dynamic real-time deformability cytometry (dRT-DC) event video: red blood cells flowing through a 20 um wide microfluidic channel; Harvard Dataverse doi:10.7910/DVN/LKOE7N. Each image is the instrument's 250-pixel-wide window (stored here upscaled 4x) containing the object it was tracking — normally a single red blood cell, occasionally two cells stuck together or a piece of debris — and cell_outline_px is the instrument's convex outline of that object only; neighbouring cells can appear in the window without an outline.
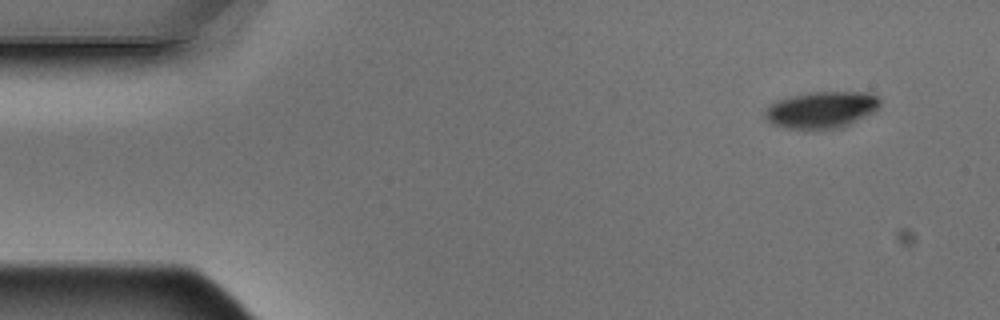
{"species": "Egyptian fruit bat (a non-hibernating species)", "species_latin": "Rousettus aegyptiacus", "temperature_condition": "warm", "stored_images_in_passage": 3, "camera_frame_rate_fps": 3000, "um_per_image_px": 0.085, "animal": {"sex": "male"}, "frame": {"image": 1, "passage_image": 1, "time_ms": 0.0, "image_size_px": [1000, 320], "cell_outline_px": [[880, 104], [872, 112], [840, 128], [788, 128], [772, 124], [764, 116], [764, 108], [768, 104], [776, 100], [792, 96], [812, 92], [868, 92], [880, 96]], "centroid_in_image_um": [69.79, 9.31], "position_along_channel_um": 15.2, "area_um2": 24.33}}
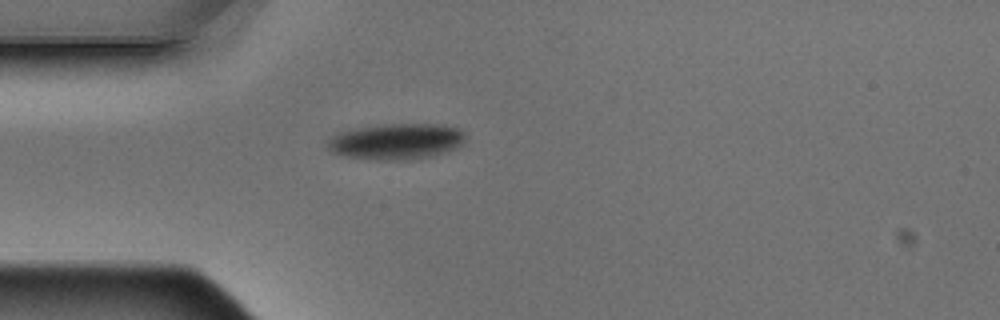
{"frame": {"image": 2, "passage_image": 3, "time_ms": 0.667, "image_size_px": [1000, 320], "cell_outline_px": [[464, 140], [460, 144], [444, 152], [432, 156], [408, 160], [376, 160], [344, 156], [332, 152], [328, 148], [328, 140], [332, 136], [340, 132], [352, 128], [380, 124], [444, 124], [456, 128], [464, 132]], "centroid_in_image_um": [33.64, 12.01], "position_along_channel_um": 51.4, "area_um2": 28.9}}